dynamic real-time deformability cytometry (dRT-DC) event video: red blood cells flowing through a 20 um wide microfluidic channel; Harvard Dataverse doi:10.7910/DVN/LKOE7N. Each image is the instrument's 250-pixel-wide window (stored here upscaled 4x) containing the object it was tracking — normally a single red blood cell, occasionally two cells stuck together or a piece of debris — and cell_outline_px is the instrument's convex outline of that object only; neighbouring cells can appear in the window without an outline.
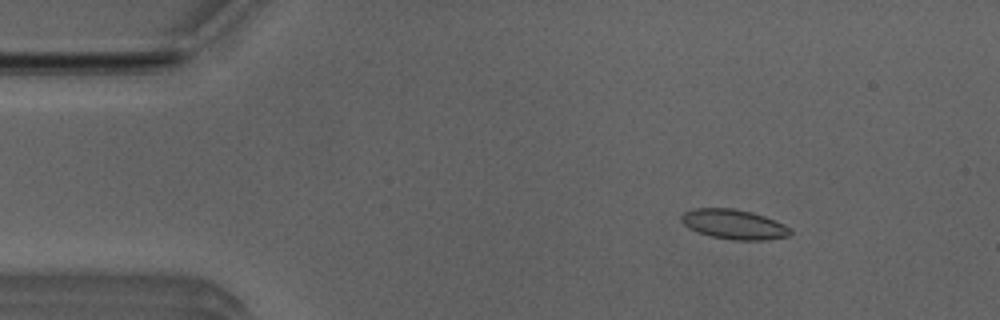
{"species": "Egyptian fruit bat (a non-hibernating species)", "species_latin": "Rousettus aegyptiacus", "temperature_condition": "room temperature", "stored_images_in_passage": 51, "camera_frame_rate_fps": 3000, "um_per_image_px": 0.085, "animal": {"sex": "male"}, "frame": {"image": 1, "passage_image": 7, "time_ms": 2.0, "image_size_px": [1000, 320], "cell_outline_px": [[792, 232], [788, 236], [764, 240], [732, 240], [712, 236], [696, 232], [688, 228], [680, 220], [680, 216], [684, 212], [692, 208], [732, 208], [752, 212], [764, 216], [784, 224]], "centroid_in_image_um": [62.33, 19.06], "position_along_channel_um": 22.7, "area_um2": 18.9}}
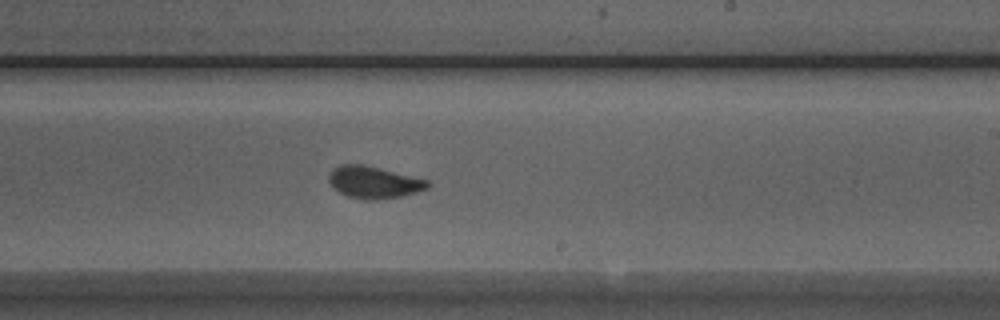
{"frame": {"image": 2, "passage_image": 30, "time_ms": 9.667, "image_size_px": [1000, 320], "cell_outline_px": [[428, 188], [416, 192], [384, 200], [364, 200], [348, 196], [332, 188], [328, 180], [328, 176], [332, 168], [340, 164], [360, 164], [428, 180]], "centroid_in_image_um": [31.71, 15.51], "position_along_channel_um": 257.3, "area_um2": 18.32}}
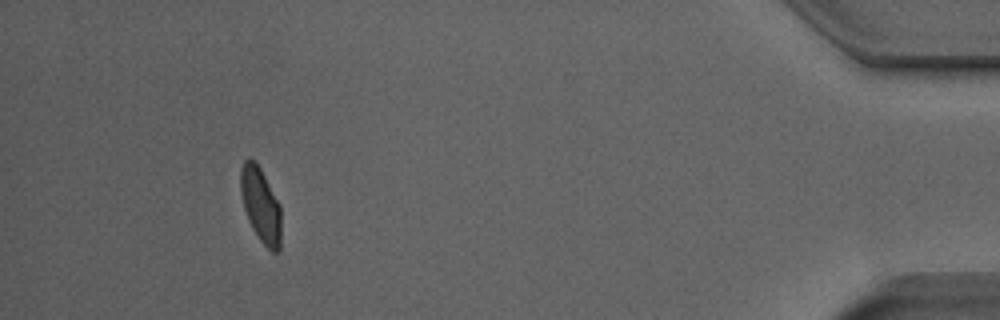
{"frame": {"image": 3, "passage_image": 47, "time_ms": 15.333, "image_size_px": [1000, 320], "cell_outline_px": [[280, 252], [272, 252], [260, 240], [252, 228], [248, 220], [244, 208], [240, 192], [240, 168], [244, 160], [248, 156], [260, 168], [280, 204]], "centroid_in_image_um": [22.14, 17.42], "position_along_channel_um": 413.1, "area_um2": 17.63}, "authors_computed_cell_mechanics": {"area_um2": 18.2648, "velocity_mm_per_s": 3.9792, "shape_relaxation_time_tau1_ms": 5.6862, "shape_relaxation_time_tau2_ms": 0.9855, "deformation_change_tau1": 0.1589, "deformation_change_tau2": 0.0677}}